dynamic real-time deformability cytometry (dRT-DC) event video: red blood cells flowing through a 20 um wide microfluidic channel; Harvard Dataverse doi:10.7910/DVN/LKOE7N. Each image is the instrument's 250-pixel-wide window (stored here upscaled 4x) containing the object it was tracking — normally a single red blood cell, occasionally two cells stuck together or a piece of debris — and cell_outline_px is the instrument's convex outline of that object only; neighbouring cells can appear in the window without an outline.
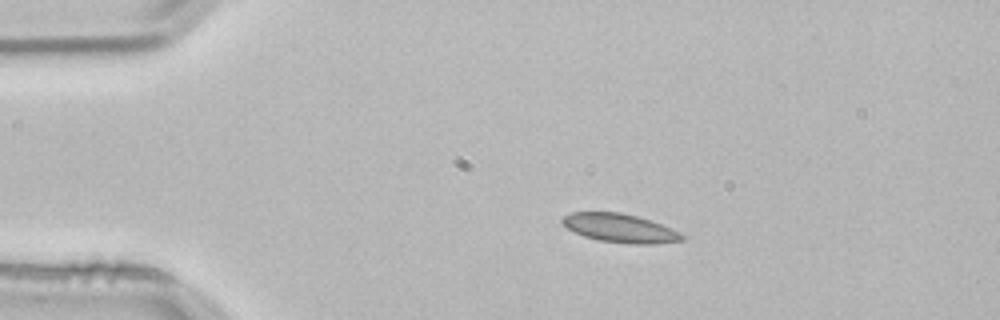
{"species": "common noctule bat (a hibernating species)", "species_latin": "Nyctalus noctula", "temperature_condition": "room temperature", "stored_images_in_passage": 5, "camera_frame_rate_fps": 3000, "um_per_image_px": 0.085, "animal": {"sex": "male", "body_mass_g": 21.5, "forearm_length_mm": 52.0}, "frame": {"image": 1, "passage_image": 3, "time_ms": 0.667, "image_size_px": [1000, 320], "cell_outline_px": [[688, 236], [684, 240], [656, 244], [632, 244], [600, 240], [584, 236], [568, 228], [560, 220], [564, 216], [572, 212], [620, 212], [636, 216], [660, 224], [680, 232]], "centroid_in_image_um": [52.74, 19.4], "position_along_channel_um": 32.3, "area_um2": 19.83}}
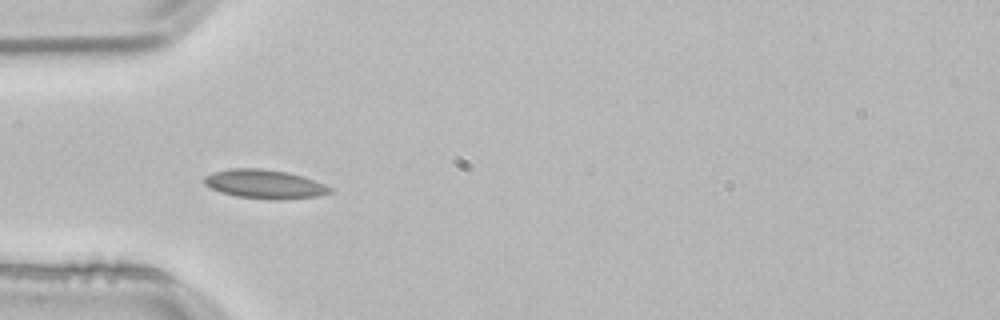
{"frame": {"image": 2, "passage_image": 4, "time_ms": 1.0, "image_size_px": [1000, 320], "cell_outline_px": [[332, 192], [316, 196], [236, 196], [220, 192], [204, 184], [204, 176], [212, 172], [228, 168], [260, 168], [288, 172], [304, 176], [324, 184], [332, 188]], "centroid_in_image_um": [22.41, 15.57], "position_along_channel_um": 62.6, "area_um2": 20.06}}